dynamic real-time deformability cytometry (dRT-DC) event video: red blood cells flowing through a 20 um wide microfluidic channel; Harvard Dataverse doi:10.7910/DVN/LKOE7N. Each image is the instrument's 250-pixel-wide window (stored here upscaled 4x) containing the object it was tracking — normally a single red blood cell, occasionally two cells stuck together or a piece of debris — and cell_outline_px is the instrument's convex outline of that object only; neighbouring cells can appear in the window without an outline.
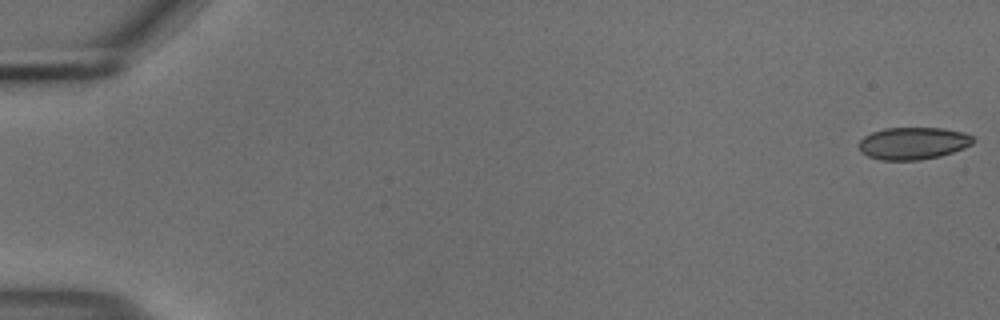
{"species": "common noctule bat (a hibernating species)", "species_latin": "Nyctalus noctula", "temperature_condition": "cold", "stored_images_in_passage": 15, "camera_frame_rate_fps": 3000, "um_per_image_px": 0.085, "animal": {"sex": "male", "body_mass_g": 18.8}, "frame": {"image": 1, "passage_image": 1, "time_ms": 0.0, "image_size_px": [1000, 320], "cell_outline_px": [[976, 140], [972, 144], [964, 148], [940, 156], [920, 160], [880, 160], [868, 156], [860, 152], [856, 144], [864, 136], [872, 132], [884, 128], [944, 128], [964, 132], [972, 136]], "centroid_in_image_um": [77.59, 12.18], "position_along_channel_um": 7.4, "area_um2": 21.73}}
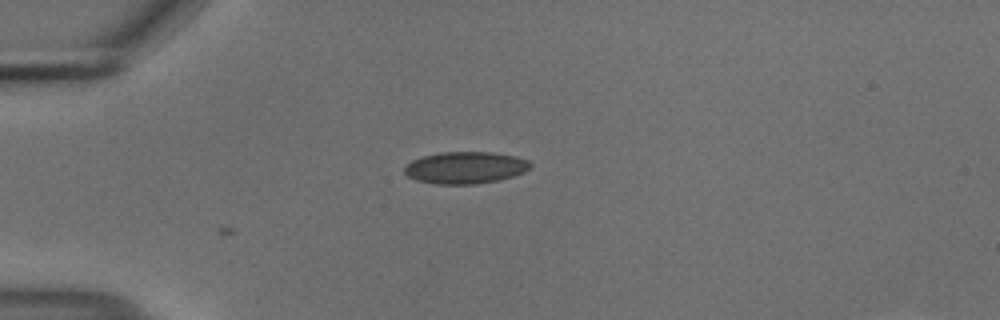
{"frame": {"image": 2, "passage_image": 15, "time_ms": 4.667, "image_size_px": [1000, 320], "cell_outline_px": [[532, 164], [524, 172], [500, 180], [476, 184], [436, 184], [416, 180], [408, 176], [404, 172], [404, 168], [412, 160], [424, 156], [440, 152], [492, 152], [516, 156], [528, 160]], "centroid_in_image_um": [39.56, 14.25], "position_along_channel_um": 45.4, "area_um2": 23.41}}